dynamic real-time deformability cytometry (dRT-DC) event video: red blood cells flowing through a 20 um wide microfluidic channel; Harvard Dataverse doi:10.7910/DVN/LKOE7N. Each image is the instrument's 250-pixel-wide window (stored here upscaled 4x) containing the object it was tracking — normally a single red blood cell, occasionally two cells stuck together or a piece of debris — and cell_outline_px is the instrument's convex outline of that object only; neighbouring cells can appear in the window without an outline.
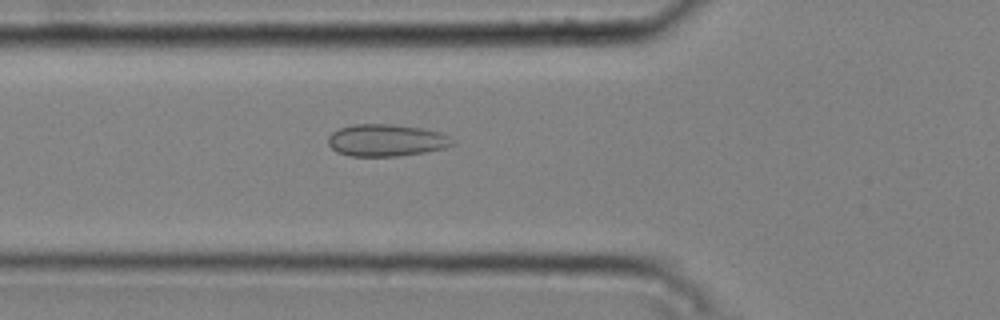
{"species": "common noctule bat (a hibernating species)", "species_latin": "Nyctalus noctula", "temperature_condition": "cold", "stored_images_in_passage": 48, "camera_frame_rate_fps": 3000, "um_per_image_px": 0.085, "animal": {"sex": "male", "body_mass_g": 20.4}, "frame": {"image": 1, "passage_image": 19, "time_ms": 6.0, "image_size_px": [1000, 320], "cell_outline_px": [[456, 144], [444, 148], [424, 152], [396, 156], [352, 156], [336, 152], [328, 144], [328, 136], [332, 132], [340, 128], [352, 124], [392, 124], [420, 128], [440, 132], [448, 136]], "centroid_in_image_um": [32.81, 11.92], "position_along_channel_um": 93.0, "area_um2": 23.18}}
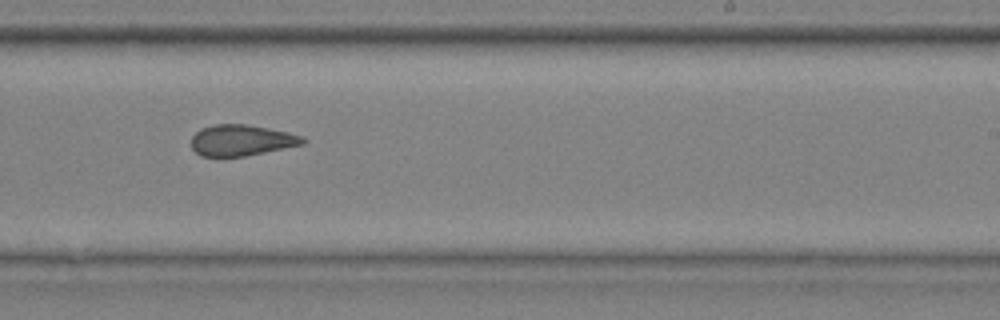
{"frame": {"image": 2, "passage_image": 33, "time_ms": 10.667, "image_size_px": [1000, 320], "cell_outline_px": [[308, 140], [304, 144], [244, 156], [200, 156], [192, 148], [192, 136], [200, 128], [212, 124], [248, 124], [288, 132], [304, 136]], "centroid_in_image_um": [20.54, 11.91], "position_along_channel_um": 268.5, "area_um2": 20.23}}
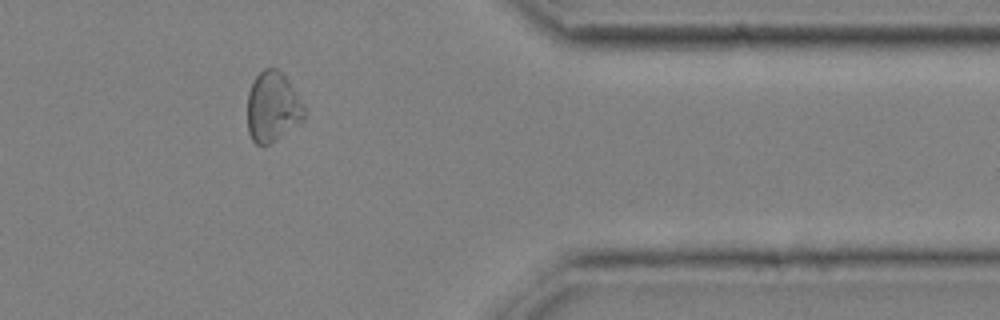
{"frame": {"image": 3, "passage_image": 44, "time_ms": 14.333, "image_size_px": [1000, 320], "cell_outline_px": [[308, 112], [304, 120], [268, 144], [256, 144], [252, 140], [248, 132], [248, 92], [256, 76], [264, 68], [276, 68], [288, 80], [304, 104]], "centroid_in_image_um": [23.19, 9.08], "position_along_channel_um": 388.2, "area_um2": 23.12}, "authors_computed_cell_mechanics": {"area_um2": 22.9466, "velocity_mm_per_s": 3.7621, "shape_relaxation_time_tau1_ms": null, "shape_relaxation_time_tau2_ms": 1.5364, "deformation_change_tau1": null, "deformation_change_tau2": 0.0623}}